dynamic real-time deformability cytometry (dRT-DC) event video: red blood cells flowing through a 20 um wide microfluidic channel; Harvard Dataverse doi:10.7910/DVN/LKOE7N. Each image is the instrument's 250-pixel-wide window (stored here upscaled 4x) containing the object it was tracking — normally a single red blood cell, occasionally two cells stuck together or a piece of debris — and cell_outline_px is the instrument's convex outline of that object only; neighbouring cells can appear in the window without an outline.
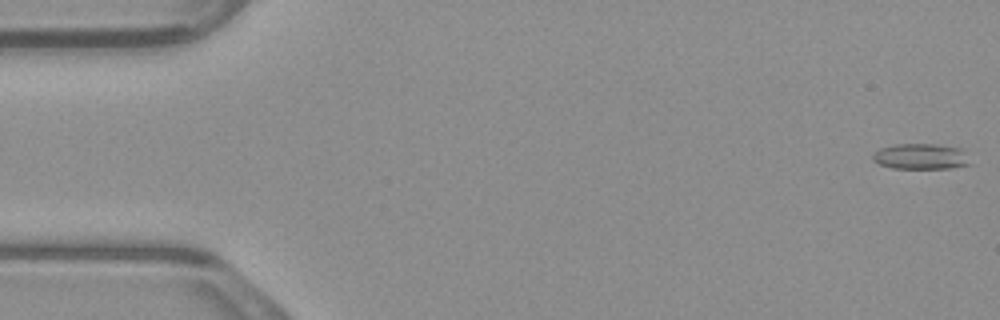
{"species": "common noctule bat (a hibernating species)", "species_latin": "Nyctalus noctula", "temperature_condition": "warm", "stored_images_in_passage": 14, "camera_frame_rate_fps": 3000, "um_per_image_px": 0.085, "animal": {"sex": "male", "body_mass_g": 23.1, "forearm_length_mm": 52.7}, "frame": {"image": 1, "passage_image": 1, "time_ms": 0.0, "image_size_px": [1000, 320], "cell_outline_px": [[972, 164], [952, 168], [892, 168], [880, 164], [872, 160], [872, 152], [880, 148], [896, 144], [936, 144], [960, 148]], "centroid_in_image_um": [78.24, 13.3], "position_along_channel_um": 6.8, "area_um2": 14.57}}